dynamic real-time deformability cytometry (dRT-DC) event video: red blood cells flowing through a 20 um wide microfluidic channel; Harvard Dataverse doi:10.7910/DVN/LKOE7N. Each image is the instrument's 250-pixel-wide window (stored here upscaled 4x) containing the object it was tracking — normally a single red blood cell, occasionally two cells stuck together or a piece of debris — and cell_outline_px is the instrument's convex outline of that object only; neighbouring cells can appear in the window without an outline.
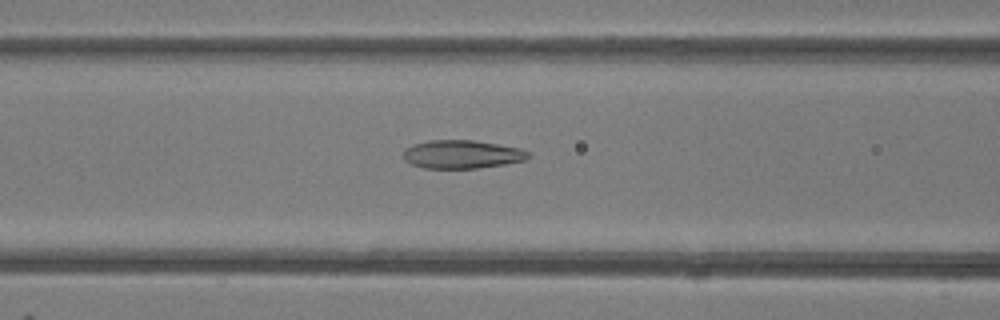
{"species": "common noctule bat (a hibernating species)", "species_latin": "Nyctalus noctula", "temperature_condition": "room temperature", "stored_images_in_passage": 49, "camera_frame_rate_fps": 3000, "um_per_image_px": 0.085, "animal": {"sex": "female"}, "frame": {"image": 1, "passage_image": 20, "time_ms": 6.333, "image_size_px": [1000, 320], "cell_outline_px": [[528, 156], [524, 160], [504, 164], [476, 168], [424, 168], [412, 164], [404, 160], [404, 148], [412, 144], [428, 140], [472, 140], [520, 148], [528, 152]], "centroid_in_image_um": [39.21, 13.11], "position_along_channel_um": 127.4, "area_um2": 20.46}}
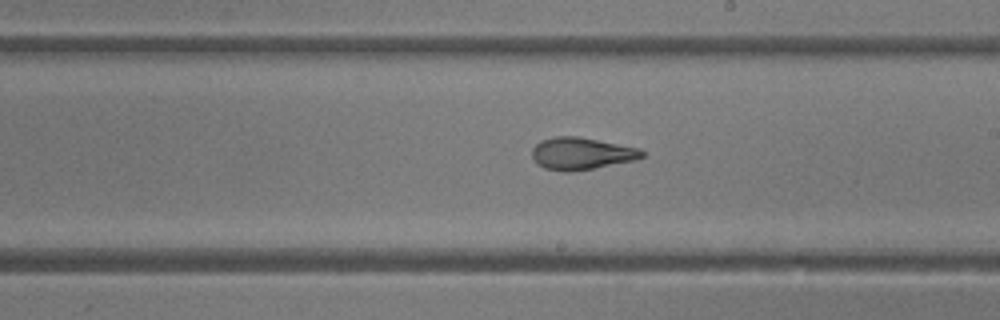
{"frame": {"image": 2, "passage_image": 28, "time_ms": 9.0, "image_size_px": [1000, 320], "cell_outline_px": [[644, 156], [636, 160], [592, 168], [568, 172], [564, 172], [544, 168], [536, 164], [532, 156], [532, 148], [540, 140], [556, 136], [580, 136], [640, 148], [644, 152]], "centroid_in_image_um": [49.4, 13.04], "position_along_channel_um": 239.6, "area_um2": 20.75}}
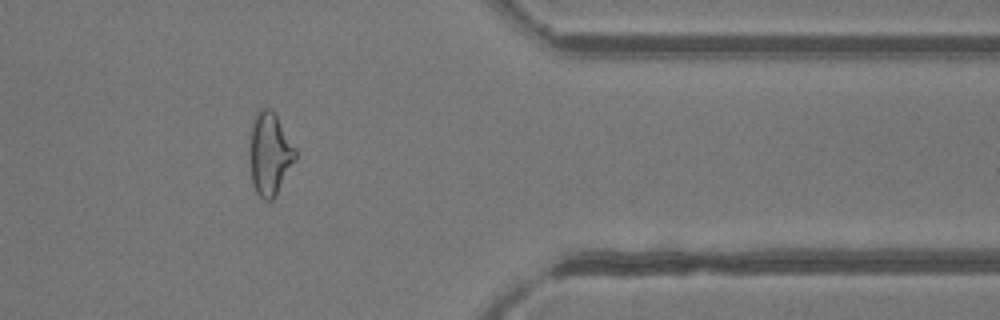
{"frame": {"image": 3, "passage_image": 40, "time_ms": 13.0, "image_size_px": [1000, 320], "cell_outline_px": [[296, 160], [276, 196], [272, 200], [264, 200], [256, 192], [252, 184], [252, 120], [256, 112], [260, 108], [272, 108], [276, 112], [296, 148]], "centroid_in_image_um": [22.99, 13.04], "position_along_channel_um": 388.4, "area_um2": 21.91}, "authors_computed_cell_mechanics": {"area_um2": 22.831, "velocity_mm_per_s": 4.2035, "shape_relaxation_time_tau1_ms": null, "shape_relaxation_time_tau2_ms": 1.9096, "deformation_change_tau1": null, "deformation_change_tau2": 0.0966}}